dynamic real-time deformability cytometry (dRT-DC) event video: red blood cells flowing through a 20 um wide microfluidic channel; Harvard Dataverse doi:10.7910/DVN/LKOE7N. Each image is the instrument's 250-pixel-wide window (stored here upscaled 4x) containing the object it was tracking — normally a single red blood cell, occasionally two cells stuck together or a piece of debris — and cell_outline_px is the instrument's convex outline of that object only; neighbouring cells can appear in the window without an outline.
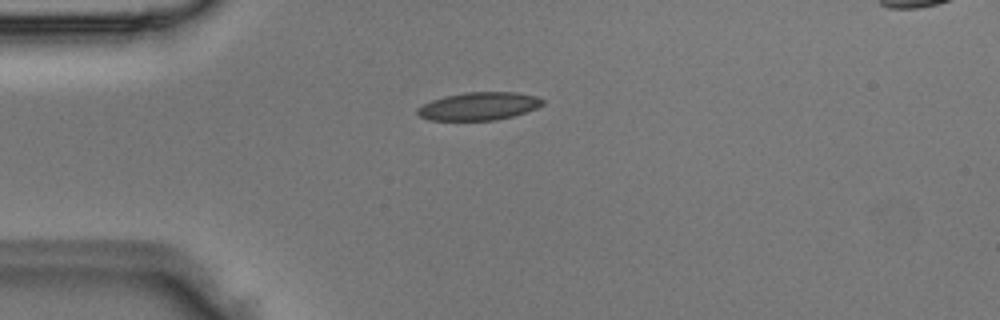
{"species": "Egyptian fruit bat (a non-hibernating species)", "species_latin": "Rousettus aegyptiacus", "temperature_condition": "room temperature", "stored_images_in_passage": 1, "camera_frame_rate_fps": 3000, "um_per_image_px": 0.085, "animal": {"sex": "male"}, "frame": {"image": 1, "passage_image": 1, "time_ms": 0.0, "image_size_px": [1000, 320], "cell_outline_px": [[544, 104], [536, 108], [512, 116], [496, 120], [428, 120], [420, 116], [416, 112], [416, 108], [432, 100], [464, 92], [516, 92], [536, 96], [544, 100]], "centroid_in_image_um": [40.7, 9.02], "position_along_channel_um": 44.3, "area_um2": 20.23}}